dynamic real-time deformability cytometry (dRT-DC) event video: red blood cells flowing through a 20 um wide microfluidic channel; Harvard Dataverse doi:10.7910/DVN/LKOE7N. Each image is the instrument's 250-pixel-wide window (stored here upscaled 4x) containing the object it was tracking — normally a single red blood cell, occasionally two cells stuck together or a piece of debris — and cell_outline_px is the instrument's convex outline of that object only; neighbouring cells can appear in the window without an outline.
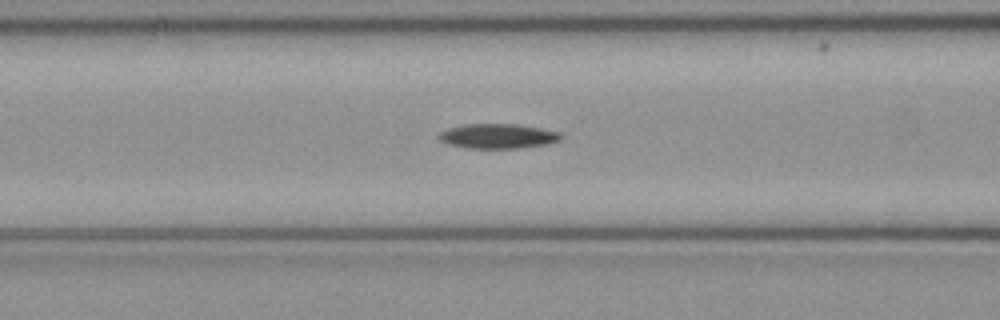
{"species": "common noctule bat (a hibernating species)", "species_latin": "Nyctalus noctula", "temperature_condition": "cold", "stored_images_in_passage": 36, "camera_frame_rate_fps": 3000, "um_per_image_px": 0.085, "animal": {"sex": "female", "body_mass_g": 21.9}, "frame": {"image": 1, "passage_image": 5, "time_ms": 1.333, "image_size_px": [1000, 320], "cell_outline_px": [[564, 136], [560, 140], [548, 144], [520, 148], [468, 148], [448, 144], [440, 140], [436, 136], [440, 132], [448, 128], [464, 124], [516, 124], [540, 128], [560, 132]], "centroid_in_image_um": [42.32, 11.57], "position_along_channel_um": 124.3, "area_um2": 17.69}}
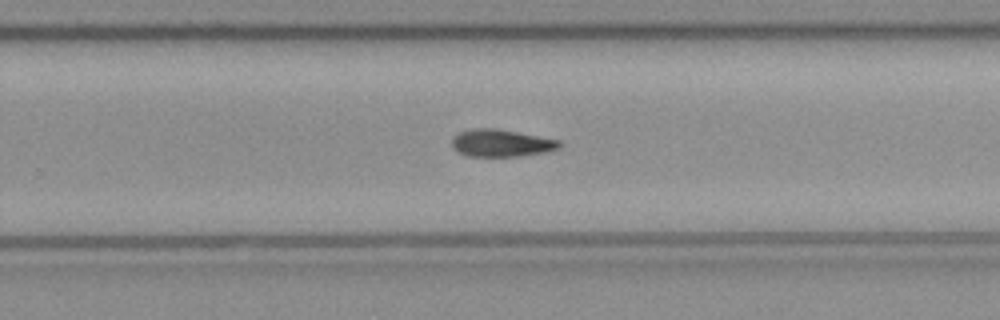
{"frame": {"image": 2, "passage_image": 17, "time_ms": 5.333, "image_size_px": [1000, 320], "cell_outline_px": [[560, 148], [544, 152], [520, 156], [468, 156], [452, 148], [452, 136], [460, 132], [472, 128], [496, 128], [560, 140]], "centroid_in_image_um": [42.58, 12.15], "position_along_channel_um": 287.2, "area_um2": 17.05}}
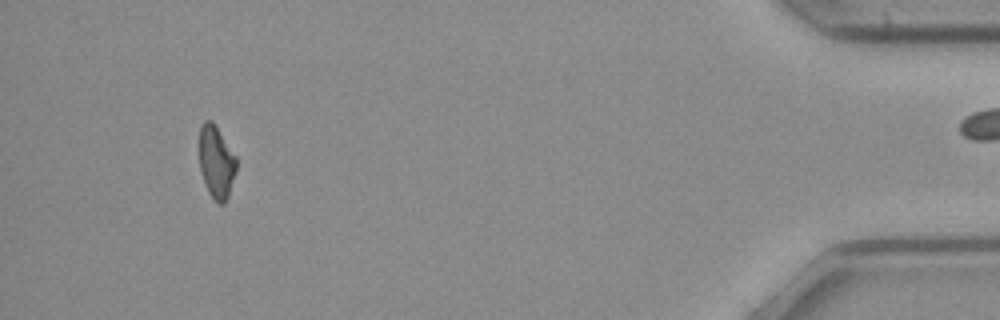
{"frame": {"image": 3, "passage_image": 32, "time_ms": 10.333, "image_size_px": [1000, 320], "cell_outline_px": [[236, 172], [228, 196], [224, 204], [220, 204], [208, 192], [200, 172], [200, 124], [204, 120], [212, 120], [236, 156]], "centroid_in_image_um": [18.38, 13.76], "position_along_channel_um": 416.8, "area_um2": 15.61}}